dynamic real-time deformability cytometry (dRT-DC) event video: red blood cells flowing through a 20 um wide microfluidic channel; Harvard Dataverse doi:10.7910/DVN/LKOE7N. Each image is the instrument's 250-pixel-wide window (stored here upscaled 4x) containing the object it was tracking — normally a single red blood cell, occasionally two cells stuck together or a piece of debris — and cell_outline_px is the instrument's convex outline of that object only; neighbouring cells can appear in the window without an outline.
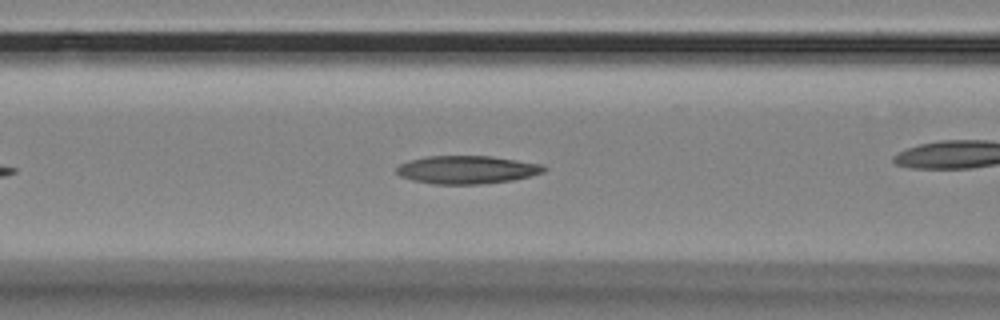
{"species": "Egyptian fruit bat (a non-hibernating species)", "species_latin": "Rousettus aegyptiacus", "temperature_condition": "room temperature", "stored_images_in_passage": 26, "camera_frame_rate_fps": 3000, "um_per_image_px": 0.085, "animal": {"sex": "female"}, "frame": {"image": 1, "passage_image": 8, "time_ms": 2.333, "image_size_px": [1000, 320], "cell_outline_px": [[548, 168], [544, 172], [512, 180], [480, 184], [432, 184], [412, 180], [400, 176], [396, 172], [396, 168], [400, 164], [408, 160], [428, 156], [492, 156], [544, 164]], "centroid_in_image_um": [39.69, 14.42], "position_along_channel_um": 126.9, "area_um2": 24.22}}
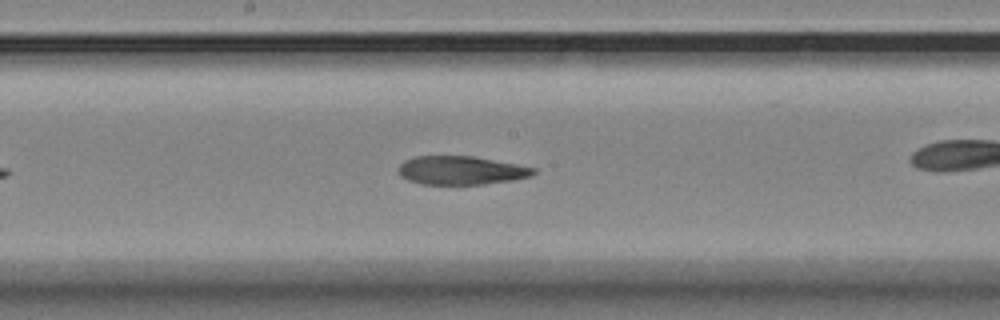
{"frame": {"image": 2, "passage_image": 15, "time_ms": 4.667, "image_size_px": [1000, 320], "cell_outline_px": [[536, 172], [532, 176], [512, 180], [484, 184], [420, 184], [408, 180], [400, 176], [396, 172], [396, 168], [404, 160], [412, 156], [472, 156], [516, 164], [536, 168]], "centroid_in_image_um": [39.13, 14.48], "position_along_channel_um": 209.1, "area_um2": 22.66}}
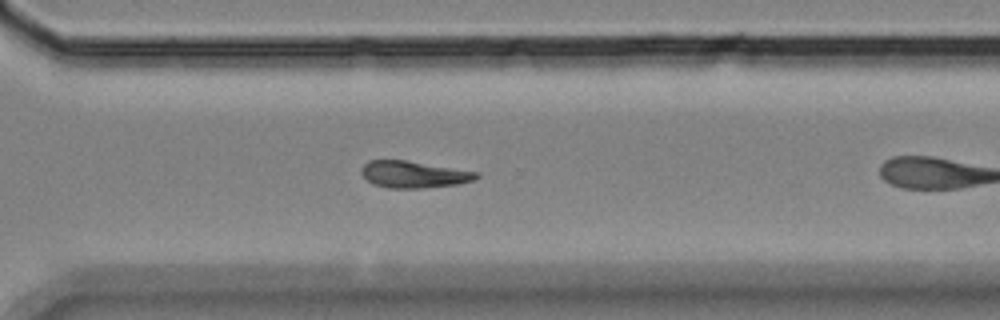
{"frame": {"image": 3, "passage_image": 22, "time_ms": 7.0, "image_size_px": [1000, 320], "cell_outline_px": [[480, 176], [476, 180], [460, 184], [424, 188], [388, 188], [372, 184], [360, 172], [360, 168], [368, 160], [408, 160], [476, 172]], "centroid_in_image_um": [35.15, 14.83], "position_along_channel_um": 335.4, "area_um2": 18.09}}